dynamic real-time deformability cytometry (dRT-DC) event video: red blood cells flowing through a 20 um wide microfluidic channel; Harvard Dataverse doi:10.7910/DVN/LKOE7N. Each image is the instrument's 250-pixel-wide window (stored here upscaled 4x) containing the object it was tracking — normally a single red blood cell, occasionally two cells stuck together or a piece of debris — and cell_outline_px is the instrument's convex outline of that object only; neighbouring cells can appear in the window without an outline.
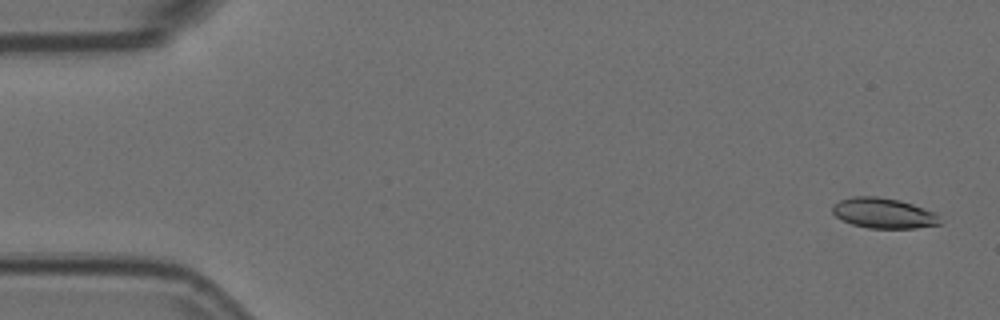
{"species": "Egyptian fruit bat (a non-hibernating species)", "species_latin": "Rousettus aegyptiacus", "temperature_condition": "room temperature", "stored_images_in_passage": 14, "camera_frame_rate_fps": 3000, "um_per_image_px": 0.085, "animal": {"sex": "female"}, "frame": {"image": 1, "passage_image": 2, "time_ms": 0.333, "image_size_px": [1000, 320], "cell_outline_px": [[940, 224], [916, 228], [868, 228], [852, 224], [836, 216], [832, 212], [832, 204], [840, 200], [852, 196], [876, 196], [900, 200], [912, 204], [932, 212], [936, 216]], "centroid_in_image_um": [75.03, 18.11], "position_along_channel_um": 10.0, "area_um2": 18.73}}
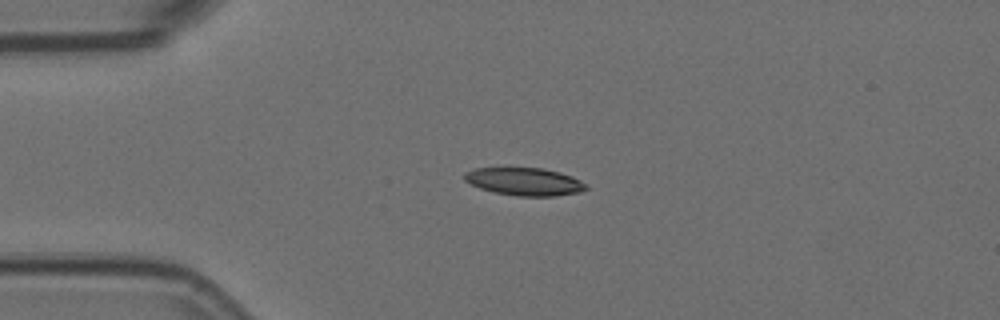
{"frame": {"image": 2, "passage_image": 13, "time_ms": 4.0, "image_size_px": [1000, 320], "cell_outline_px": [[588, 188], [580, 192], [552, 196], [516, 196], [496, 192], [480, 188], [464, 180], [464, 172], [476, 168], [544, 168], [560, 172], [572, 176], [588, 184]], "centroid_in_image_um": [44.61, 15.43], "position_along_channel_um": 40.4, "area_um2": 19.65}}